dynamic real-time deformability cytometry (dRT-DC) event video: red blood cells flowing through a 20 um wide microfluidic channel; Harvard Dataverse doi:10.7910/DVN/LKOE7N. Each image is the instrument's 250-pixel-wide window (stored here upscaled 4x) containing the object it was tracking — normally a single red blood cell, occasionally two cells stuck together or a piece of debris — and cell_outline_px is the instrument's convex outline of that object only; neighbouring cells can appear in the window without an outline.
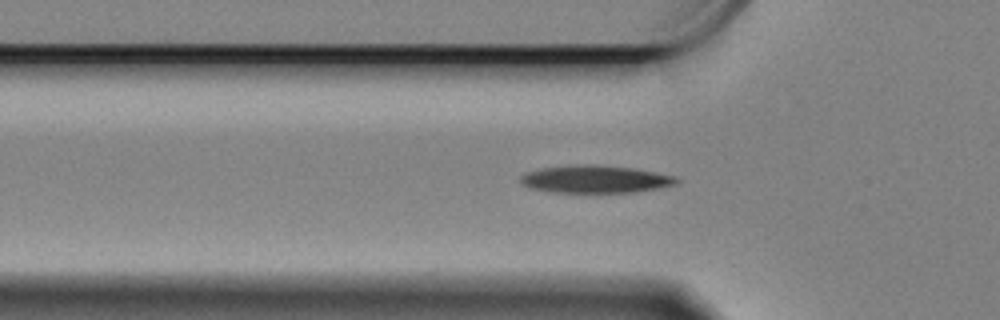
{"species": "Egyptian fruit bat (a non-hibernating species)", "species_latin": "Rousettus aegyptiacus", "temperature_condition": "cold", "stored_images_in_passage": 49, "camera_frame_rate_fps": 3000, "um_per_image_px": 0.085, "animal": {"sex": "female"}, "frame": {"image": 1, "passage_image": 17, "time_ms": 5.333, "image_size_px": [1000, 320], "cell_outline_px": [[680, 180], [676, 184], [660, 188], [636, 192], [552, 192], [532, 188], [524, 184], [520, 180], [520, 176], [528, 172], [544, 168], [568, 164], [592, 164], [632, 168], [672, 176]], "centroid_in_image_um": [50.6, 15.23], "position_along_channel_um": 75.2, "area_um2": 24.8}}
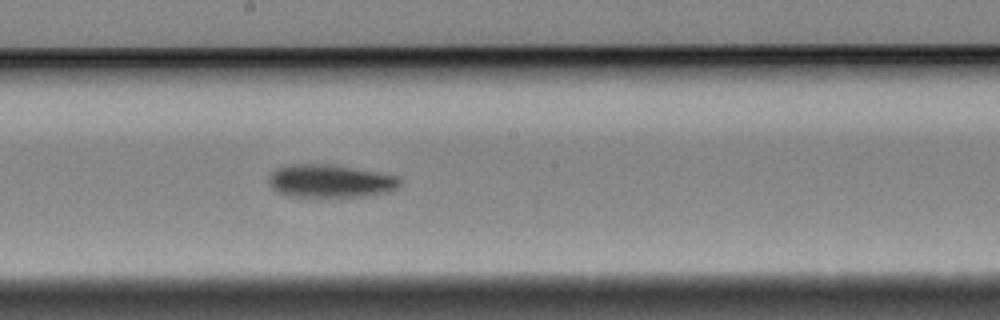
{"frame": {"image": 2, "passage_image": 30, "time_ms": 9.667, "image_size_px": [1000, 320], "cell_outline_px": [[404, 180], [396, 188], [388, 192], [368, 196], [284, 196], [276, 192], [268, 184], [268, 176], [276, 168], [288, 164], [328, 164], [400, 176]], "centroid_in_image_um": [28.05, 15.39], "position_along_channel_um": 220.2, "area_um2": 25.37}}
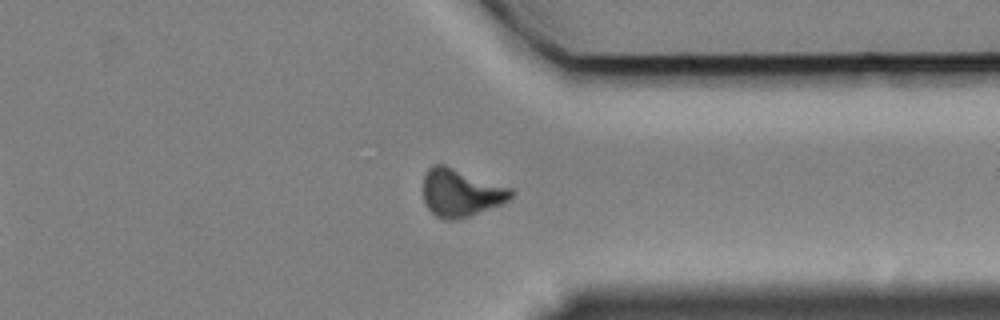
{"frame": {"image": 3, "passage_image": 44, "time_ms": 14.333, "image_size_px": [1000, 320], "cell_outline_px": [[512, 196], [508, 200], [500, 204], [468, 216], [456, 220], [444, 220], [436, 216], [424, 204], [424, 176], [428, 168], [432, 164], [444, 164], [512, 188]], "centroid_in_image_um": [39.13, 16.37], "position_along_channel_um": 372.3, "area_um2": 24.28}, "authors_computed_cell_mechanics": {"area_um2": 24.4494, "velocity_mm_per_s": 3.32, "shape_relaxation_time_tau1_ms": 3.6119, "shape_relaxation_time_tau2_ms": null, "deformation_change_tau1": 0.1195, "deformation_change_tau2": null}}